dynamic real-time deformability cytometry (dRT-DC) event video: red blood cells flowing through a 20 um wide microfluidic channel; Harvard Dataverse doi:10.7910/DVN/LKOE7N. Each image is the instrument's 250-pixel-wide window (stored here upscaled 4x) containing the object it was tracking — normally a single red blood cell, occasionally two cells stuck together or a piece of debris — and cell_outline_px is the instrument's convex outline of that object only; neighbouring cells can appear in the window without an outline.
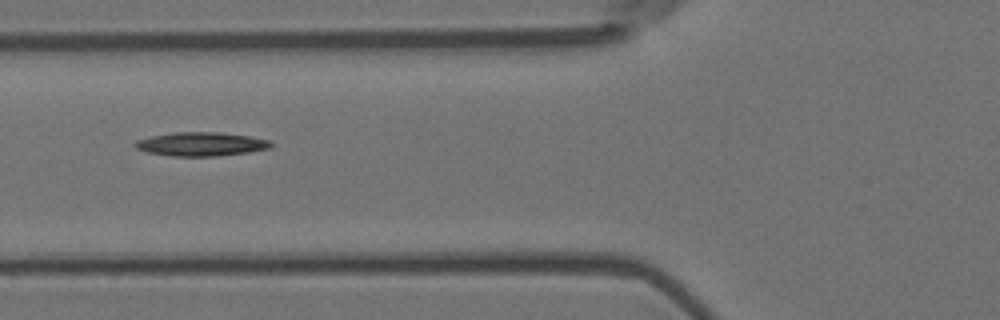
{"species": "Egyptian fruit bat (a non-hibernating species)", "species_latin": "Rousettus aegyptiacus", "temperature_condition": "room temperature", "stored_images_in_passage": 15, "camera_frame_rate_fps": 3000, "um_per_image_px": 0.085, "animal": {"sex": "female"}, "frame": {"image": 1, "passage_image": 6, "time_ms": 1.667, "image_size_px": [1000, 320], "cell_outline_px": [[276, 144], [272, 148], [248, 152], [216, 156], [172, 156], [148, 152], [136, 148], [132, 144], [136, 140], [152, 136], [176, 132], [220, 132], [252, 136], [272, 140]], "centroid_in_image_um": [17.18, 12.24], "position_along_channel_um": 108.6, "area_um2": 19.07}}
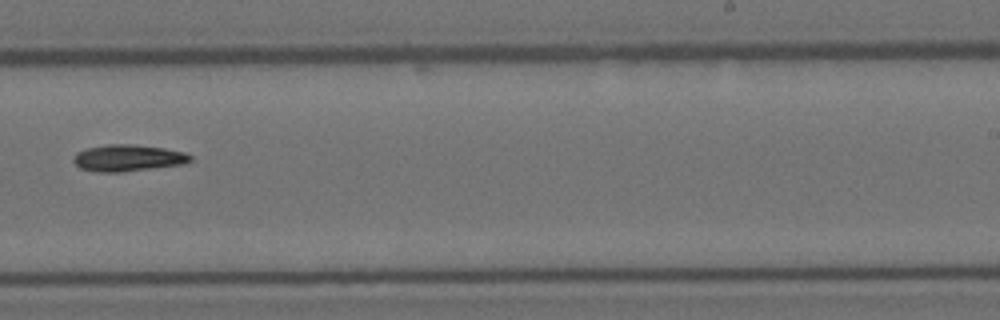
{"frame": {"image": 2, "passage_image": 10, "time_ms": 3.0, "image_size_px": [1000, 320], "cell_outline_px": [[192, 160], [184, 164], [120, 172], [96, 172], [80, 168], [72, 160], [72, 156], [76, 152], [84, 148], [108, 144], [132, 144], [164, 148], [184, 152], [192, 156]], "centroid_in_image_um": [10.83, 13.42], "position_along_channel_um": 278.2, "area_um2": 18.26}}
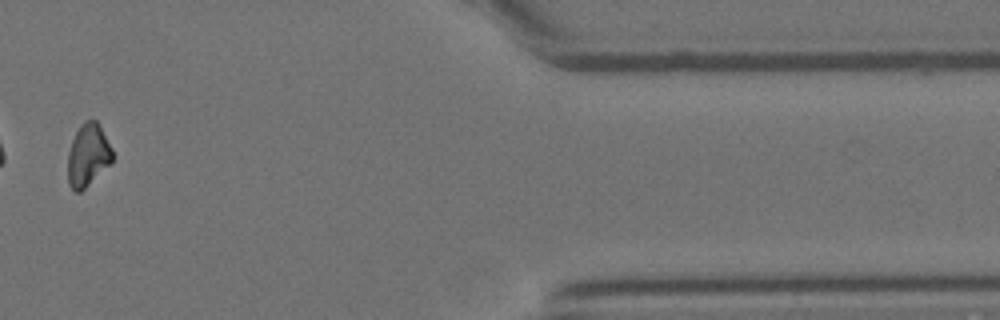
{"frame": {"image": 3, "passage_image": 14, "time_ms": 4.333, "image_size_px": [1000, 320], "cell_outline_px": [[112, 164], [80, 192], [76, 192], [68, 184], [68, 152], [72, 140], [80, 124], [84, 120], [96, 120], [112, 148]], "centroid_in_image_um": [7.48, 13.2], "position_along_channel_um": 403.9, "area_um2": 16.3}}